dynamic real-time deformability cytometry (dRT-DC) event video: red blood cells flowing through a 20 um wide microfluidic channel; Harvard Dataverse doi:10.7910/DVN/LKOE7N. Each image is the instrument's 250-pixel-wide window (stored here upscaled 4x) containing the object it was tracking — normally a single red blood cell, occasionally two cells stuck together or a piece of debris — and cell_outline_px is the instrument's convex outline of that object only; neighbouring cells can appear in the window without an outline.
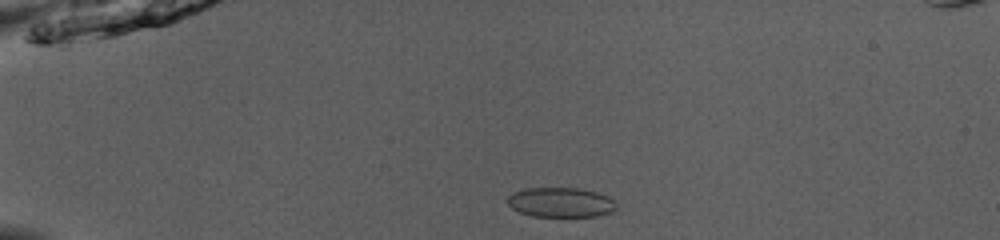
{"species": "common noctule bat (a hibernating species)", "species_latin": "Nyctalus noctula", "temperature_condition": "room temperature", "stored_images_in_passage": 41, "camera_frame_rate_fps": 3000, "um_per_image_px": 0.085, "animal": {"sex": "male", "body_mass_g": 13.0, "forearm_length_mm": 53.1}, "frame": {"image": 1, "passage_image": 2, "time_ms": 0.333, "image_size_px": [1000, 240], "cell_outline_px": [[616, 208], [612, 212], [596, 216], [532, 216], [520, 212], [512, 208], [508, 204], [508, 196], [512, 192], [524, 188], [580, 188], [596, 192], [608, 196], [616, 204]], "centroid_in_image_um": [47.65, 17.19], "position_along_channel_um": 37.4, "area_um2": 18.84}}
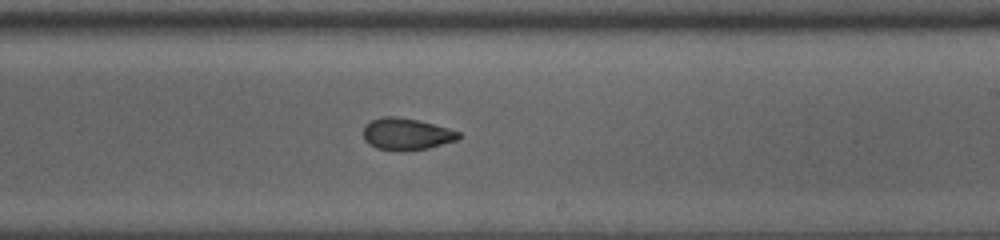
{"frame": {"image": 2, "passage_image": 22, "time_ms": 7.0, "image_size_px": [1000, 240], "cell_outline_px": [[464, 136], [456, 140], [428, 148], [408, 152], [404, 152], [376, 148], [368, 144], [364, 140], [364, 128], [372, 120], [384, 116], [392, 116], [416, 120], [448, 128], [460, 132]], "centroid_in_image_um": [34.56, 11.42], "position_along_channel_um": 254.4, "area_um2": 17.69}}
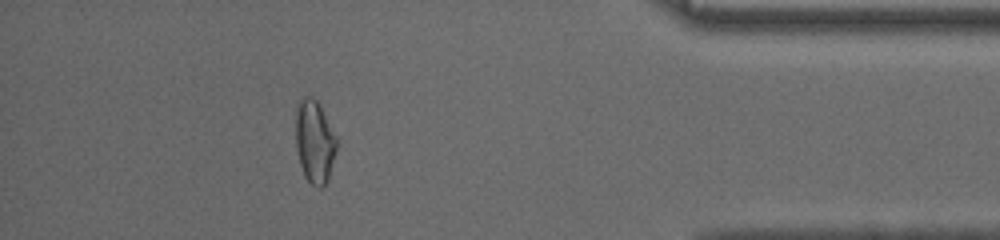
{"frame": {"image": 3, "passage_image": 36, "time_ms": 11.667, "image_size_px": [1000, 240], "cell_outline_px": [[336, 152], [328, 180], [320, 188], [316, 188], [304, 176], [300, 164], [296, 148], [296, 104], [304, 96], [312, 96], [320, 104], [336, 136]], "centroid_in_image_um": [26.73, 12.02], "position_along_channel_um": 408.5, "area_um2": 19.88}, "authors_computed_cell_mechanics": {"area_um2": 18.3226, "velocity_mm_per_s": 3.9935, "shape_relaxation_time_tau1_ms": 9.5928, "shape_relaxation_time_tau2_ms": 1.2909, "deformation_change_tau1": 0.1827, "deformation_change_tau2": 0.0554}}